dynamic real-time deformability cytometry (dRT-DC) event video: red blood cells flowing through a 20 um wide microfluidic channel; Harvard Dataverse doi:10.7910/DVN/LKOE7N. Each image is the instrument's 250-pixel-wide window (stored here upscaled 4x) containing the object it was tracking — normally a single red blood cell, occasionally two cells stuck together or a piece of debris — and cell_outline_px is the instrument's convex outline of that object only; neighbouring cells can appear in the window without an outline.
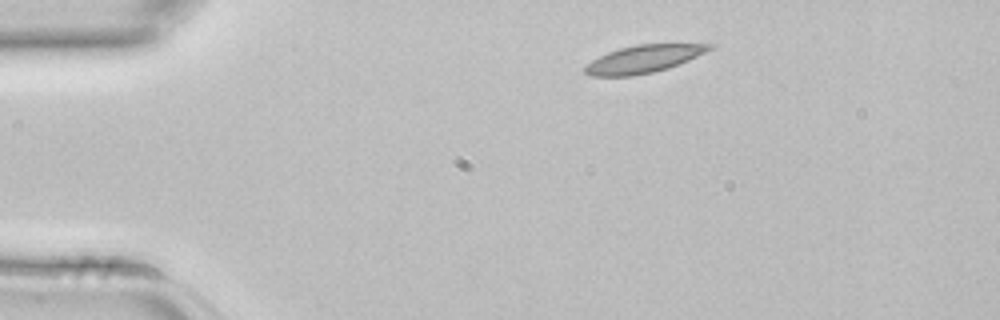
{"species": "common noctule bat (a hibernating species)", "species_latin": "Nyctalus noctula", "temperature_condition": "room temperature", "stored_images_in_passage": 2, "camera_frame_rate_fps": 3000, "um_per_image_px": 0.085, "animal": {"sex": "female", "body_mass_g": 22.7, "forearm_length_mm": 54.2}, "frame": {"image": 1, "passage_image": 1, "time_ms": 0.0, "image_size_px": [1000, 320], "cell_outline_px": [[716, 44], [712, 48], [688, 60], [668, 68], [652, 72], [632, 76], [592, 76], [584, 72], [584, 68], [592, 60], [608, 52], [620, 48], [636, 44]], "centroid_in_image_um": [54.68, 5.01], "position_along_channel_um": 30.3, "area_um2": 19.71}}